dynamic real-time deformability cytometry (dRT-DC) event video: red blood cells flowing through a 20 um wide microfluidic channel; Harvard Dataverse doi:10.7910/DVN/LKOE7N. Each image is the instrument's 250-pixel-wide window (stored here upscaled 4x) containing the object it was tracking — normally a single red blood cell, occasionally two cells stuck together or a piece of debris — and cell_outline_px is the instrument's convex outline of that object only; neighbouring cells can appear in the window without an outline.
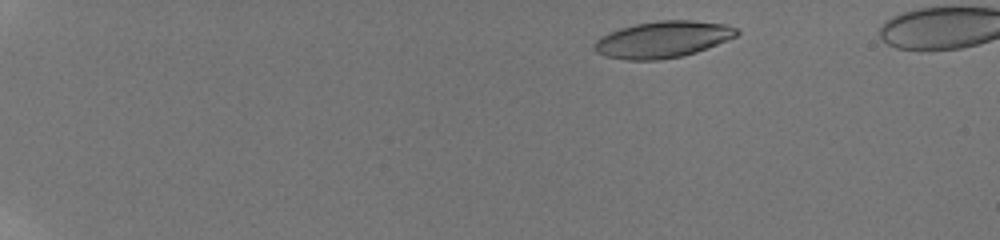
{"species": "human", "species_latin": "Homo sapiens", "temperature_condition": "room temperature", "stored_images_in_passage": 28, "camera_frame_rate_fps": 3000, "um_per_image_px": 0.085, "donor": {"sex": "male"}, "frame": {"image": 1, "passage_image": 5, "time_ms": 1.333, "image_size_px": [1000, 240], "cell_outline_px": [[740, 32], [736, 36], [728, 40], [696, 52], [680, 56], [660, 60], [628, 60], [604, 56], [596, 52], [592, 48], [596, 40], [600, 36], [608, 32], [620, 28], [636, 24], [660, 20], [692, 20], [728, 24], [736, 28]], "centroid_in_image_um": [56.32, 3.35], "position_along_channel_um": 28.7, "area_um2": 30.46}}
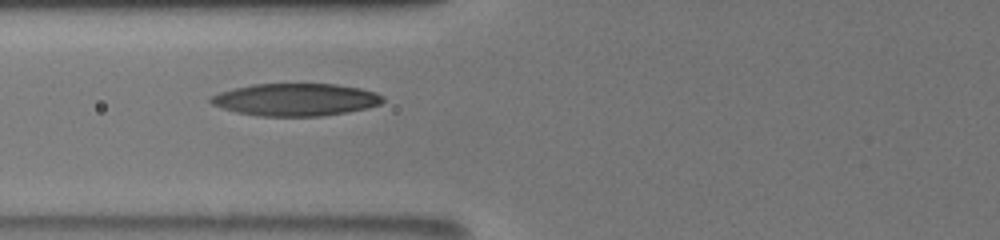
{"frame": {"image": 2, "passage_image": 20, "time_ms": 6.667, "image_size_px": [1000, 240], "cell_outline_px": [[384, 100], [380, 104], [348, 112], [320, 116], [260, 116], [236, 112], [212, 104], [208, 100], [212, 96], [220, 92], [252, 84], [336, 84], [360, 88], [376, 92], [384, 96]], "centroid_in_image_um": [25.15, 8.46], "position_along_channel_um": 100.7, "area_um2": 32.37}}